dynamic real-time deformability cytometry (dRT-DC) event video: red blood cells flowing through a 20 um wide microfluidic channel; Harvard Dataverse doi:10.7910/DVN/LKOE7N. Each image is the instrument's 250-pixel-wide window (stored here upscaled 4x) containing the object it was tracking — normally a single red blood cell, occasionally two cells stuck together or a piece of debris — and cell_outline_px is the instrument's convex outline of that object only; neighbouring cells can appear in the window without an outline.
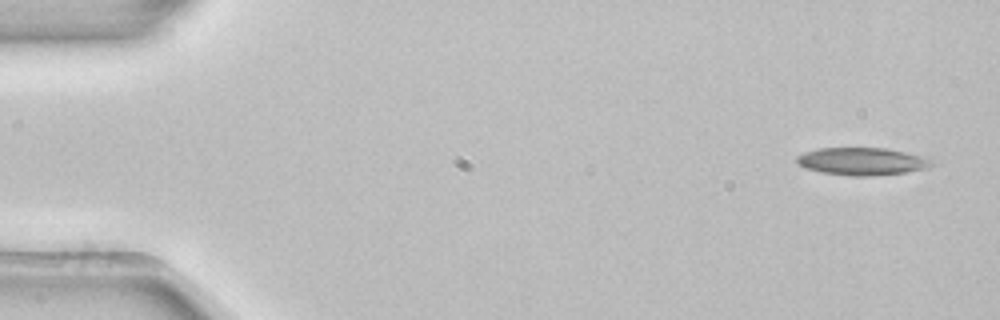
{"species": "common noctule bat (a hibernating species)", "species_latin": "Nyctalus noctula", "temperature_condition": "room temperature", "stored_images_in_passage": 5, "camera_frame_rate_fps": 3000, "um_per_image_px": 0.085, "animal": {"sex": "female", "body_mass_g": 22.7, "forearm_length_mm": 54.2}, "frame": {"image": 1, "passage_image": 1, "time_ms": 0.0, "image_size_px": [1000, 320], "cell_outline_px": [[932, 164], [928, 168], [904, 172], [872, 176], [848, 176], [820, 172], [804, 168], [796, 160], [796, 156], [804, 152], [816, 148], [888, 148], [924, 156], [932, 160]], "centroid_in_image_um": [73.25, 13.71], "position_along_channel_um": 11.7, "area_um2": 21.79}}
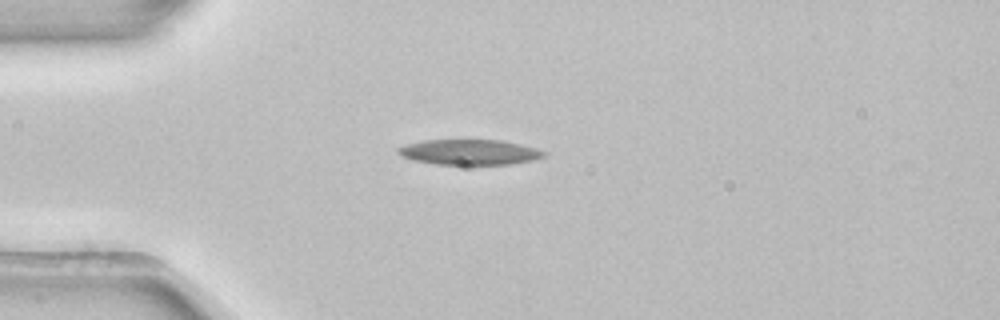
{"frame": {"image": 2, "passage_image": 4, "time_ms": 1.0, "image_size_px": [1000, 320], "cell_outline_px": [[544, 156], [532, 160], [508, 164], [436, 164], [412, 160], [400, 156], [396, 152], [396, 148], [408, 144], [424, 140], [500, 140], [520, 144], [536, 148], [544, 152]], "centroid_in_image_um": [39.84, 12.93], "position_along_channel_um": 45.2, "area_um2": 21.33}}
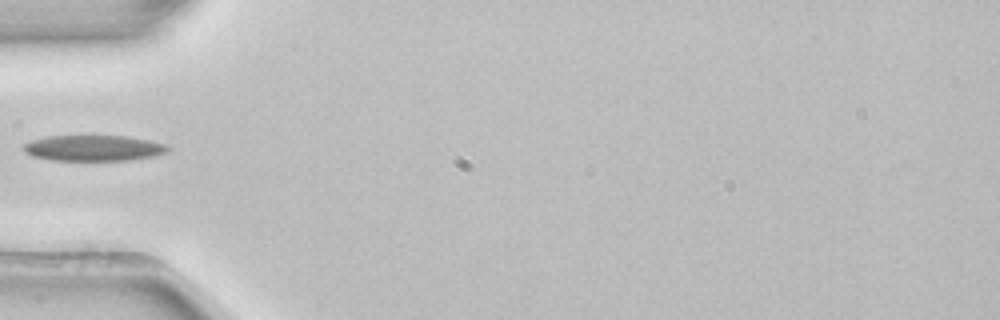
{"frame": {"image": 3, "passage_image": 5, "time_ms": 1.333, "image_size_px": [1000, 320], "cell_outline_px": [[172, 148], [168, 152], [152, 156], [128, 160], [52, 160], [32, 156], [24, 152], [20, 148], [24, 144], [32, 140], [48, 136], [128, 136], [148, 140], [164, 144]], "centroid_in_image_um": [7.93, 12.58], "position_along_channel_um": 77.1, "area_um2": 21.68}}